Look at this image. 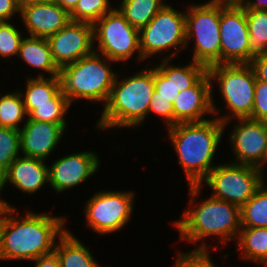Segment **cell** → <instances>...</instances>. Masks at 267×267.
Returning a JSON list of instances; mask_svg holds the SVG:
<instances>
[{
	"instance_id": "6da1fadb",
	"label": "cell",
	"mask_w": 267,
	"mask_h": 267,
	"mask_svg": "<svg viewBox=\"0 0 267 267\" xmlns=\"http://www.w3.org/2000/svg\"><path fill=\"white\" fill-rule=\"evenodd\" d=\"M16 214L13 216V214ZM15 207L3 205V223L0 235V260H35L54 251L56 237L62 236L65 220L59 216H49L28 211L19 218ZM18 218V219H17Z\"/></svg>"
},
{
	"instance_id": "7a4b0ae2",
	"label": "cell",
	"mask_w": 267,
	"mask_h": 267,
	"mask_svg": "<svg viewBox=\"0 0 267 267\" xmlns=\"http://www.w3.org/2000/svg\"><path fill=\"white\" fill-rule=\"evenodd\" d=\"M224 128L218 118L203 122L178 123L167 128L188 185H200L215 167L211 162L219 142L221 143Z\"/></svg>"
},
{
	"instance_id": "3957f363",
	"label": "cell",
	"mask_w": 267,
	"mask_h": 267,
	"mask_svg": "<svg viewBox=\"0 0 267 267\" xmlns=\"http://www.w3.org/2000/svg\"><path fill=\"white\" fill-rule=\"evenodd\" d=\"M115 78L97 128L139 126L148 115L154 89V68L139 71L121 81Z\"/></svg>"
},
{
	"instance_id": "277c9868",
	"label": "cell",
	"mask_w": 267,
	"mask_h": 267,
	"mask_svg": "<svg viewBox=\"0 0 267 267\" xmlns=\"http://www.w3.org/2000/svg\"><path fill=\"white\" fill-rule=\"evenodd\" d=\"M202 200L195 208L192 205V209L184 210L183 218L175 222L180 238L194 244L212 235L225 244L232 237L237 239L241 229L240 207L213 197Z\"/></svg>"
},
{
	"instance_id": "5b68a950",
	"label": "cell",
	"mask_w": 267,
	"mask_h": 267,
	"mask_svg": "<svg viewBox=\"0 0 267 267\" xmlns=\"http://www.w3.org/2000/svg\"><path fill=\"white\" fill-rule=\"evenodd\" d=\"M98 54L94 49L91 55L60 69L61 89L70 104L74 99L102 101L103 106L108 101L117 73L109 67L114 61Z\"/></svg>"
},
{
	"instance_id": "8992f818",
	"label": "cell",
	"mask_w": 267,
	"mask_h": 267,
	"mask_svg": "<svg viewBox=\"0 0 267 267\" xmlns=\"http://www.w3.org/2000/svg\"><path fill=\"white\" fill-rule=\"evenodd\" d=\"M230 163L215 166L200 185H189L190 202L195 201L202 183H206L213 190L211 197L241 208L262 185L265 172L254 166Z\"/></svg>"
},
{
	"instance_id": "52a82bcc",
	"label": "cell",
	"mask_w": 267,
	"mask_h": 267,
	"mask_svg": "<svg viewBox=\"0 0 267 267\" xmlns=\"http://www.w3.org/2000/svg\"><path fill=\"white\" fill-rule=\"evenodd\" d=\"M220 13L221 2L211 0L190 5L185 13L186 45L195 40L192 61L207 68L221 64Z\"/></svg>"
},
{
	"instance_id": "ba28073f",
	"label": "cell",
	"mask_w": 267,
	"mask_h": 267,
	"mask_svg": "<svg viewBox=\"0 0 267 267\" xmlns=\"http://www.w3.org/2000/svg\"><path fill=\"white\" fill-rule=\"evenodd\" d=\"M211 82L218 81L219 90L231 116H217L224 126L232 118H250L254 105L256 77L249 64H215L208 67Z\"/></svg>"
},
{
	"instance_id": "9c48e42d",
	"label": "cell",
	"mask_w": 267,
	"mask_h": 267,
	"mask_svg": "<svg viewBox=\"0 0 267 267\" xmlns=\"http://www.w3.org/2000/svg\"><path fill=\"white\" fill-rule=\"evenodd\" d=\"M93 37L96 41L98 39V51L111 61H126L137 50V59L144 60L141 56L139 30L129 24L118 8H113L93 24Z\"/></svg>"
},
{
	"instance_id": "30bf717a",
	"label": "cell",
	"mask_w": 267,
	"mask_h": 267,
	"mask_svg": "<svg viewBox=\"0 0 267 267\" xmlns=\"http://www.w3.org/2000/svg\"><path fill=\"white\" fill-rule=\"evenodd\" d=\"M140 50L143 59L160 53L163 50H178L162 59H172L177 51L186 46L185 12L177 11L166 4L153 19L139 30Z\"/></svg>"
},
{
	"instance_id": "8fae6325",
	"label": "cell",
	"mask_w": 267,
	"mask_h": 267,
	"mask_svg": "<svg viewBox=\"0 0 267 267\" xmlns=\"http://www.w3.org/2000/svg\"><path fill=\"white\" fill-rule=\"evenodd\" d=\"M134 193L101 191L88 199L85 207L86 225L105 235L122 229L130 220Z\"/></svg>"
},
{
	"instance_id": "7c38bea8",
	"label": "cell",
	"mask_w": 267,
	"mask_h": 267,
	"mask_svg": "<svg viewBox=\"0 0 267 267\" xmlns=\"http://www.w3.org/2000/svg\"><path fill=\"white\" fill-rule=\"evenodd\" d=\"M221 64H249L256 55L250 46L245 9L239 3L221 2Z\"/></svg>"
},
{
	"instance_id": "4fadbf2b",
	"label": "cell",
	"mask_w": 267,
	"mask_h": 267,
	"mask_svg": "<svg viewBox=\"0 0 267 267\" xmlns=\"http://www.w3.org/2000/svg\"><path fill=\"white\" fill-rule=\"evenodd\" d=\"M231 131L230 142L236 164L250 165L263 170L267 162V122L239 118ZM263 163V164H262Z\"/></svg>"
},
{
	"instance_id": "5bb4252c",
	"label": "cell",
	"mask_w": 267,
	"mask_h": 267,
	"mask_svg": "<svg viewBox=\"0 0 267 267\" xmlns=\"http://www.w3.org/2000/svg\"><path fill=\"white\" fill-rule=\"evenodd\" d=\"M53 60L61 69L94 52L93 24L71 21L47 38Z\"/></svg>"
},
{
	"instance_id": "9a60e30c",
	"label": "cell",
	"mask_w": 267,
	"mask_h": 267,
	"mask_svg": "<svg viewBox=\"0 0 267 267\" xmlns=\"http://www.w3.org/2000/svg\"><path fill=\"white\" fill-rule=\"evenodd\" d=\"M170 61L163 59L160 65L154 67L155 90L152 98L169 100L173 104L179 92L193 87L208 72V68L194 61L183 67L170 65Z\"/></svg>"
},
{
	"instance_id": "2e32d148",
	"label": "cell",
	"mask_w": 267,
	"mask_h": 267,
	"mask_svg": "<svg viewBox=\"0 0 267 267\" xmlns=\"http://www.w3.org/2000/svg\"><path fill=\"white\" fill-rule=\"evenodd\" d=\"M99 165V157L91 151L66 155L48 166V184L58 193L63 192L84 182L98 171Z\"/></svg>"
},
{
	"instance_id": "e0dca14e",
	"label": "cell",
	"mask_w": 267,
	"mask_h": 267,
	"mask_svg": "<svg viewBox=\"0 0 267 267\" xmlns=\"http://www.w3.org/2000/svg\"><path fill=\"white\" fill-rule=\"evenodd\" d=\"M212 82L208 72L193 86L179 92L174 100V125L178 123L203 122L208 114H218L212 95Z\"/></svg>"
},
{
	"instance_id": "ac0fdd59",
	"label": "cell",
	"mask_w": 267,
	"mask_h": 267,
	"mask_svg": "<svg viewBox=\"0 0 267 267\" xmlns=\"http://www.w3.org/2000/svg\"><path fill=\"white\" fill-rule=\"evenodd\" d=\"M20 128L21 152L26 157L48 159L59 144L65 128L61 124L25 119Z\"/></svg>"
},
{
	"instance_id": "d6986e66",
	"label": "cell",
	"mask_w": 267,
	"mask_h": 267,
	"mask_svg": "<svg viewBox=\"0 0 267 267\" xmlns=\"http://www.w3.org/2000/svg\"><path fill=\"white\" fill-rule=\"evenodd\" d=\"M20 15L31 37L48 38L70 22L69 13L53 0L26 6Z\"/></svg>"
},
{
	"instance_id": "ffe728a7",
	"label": "cell",
	"mask_w": 267,
	"mask_h": 267,
	"mask_svg": "<svg viewBox=\"0 0 267 267\" xmlns=\"http://www.w3.org/2000/svg\"><path fill=\"white\" fill-rule=\"evenodd\" d=\"M8 182L25 193L34 194L49 182L48 166L45 160L18 156L3 173L1 191Z\"/></svg>"
},
{
	"instance_id": "44dd1931",
	"label": "cell",
	"mask_w": 267,
	"mask_h": 267,
	"mask_svg": "<svg viewBox=\"0 0 267 267\" xmlns=\"http://www.w3.org/2000/svg\"><path fill=\"white\" fill-rule=\"evenodd\" d=\"M28 77L26 92L20 91L27 116L35 109V105L43 104H70L61 89L60 76Z\"/></svg>"
},
{
	"instance_id": "7402d4cb",
	"label": "cell",
	"mask_w": 267,
	"mask_h": 267,
	"mask_svg": "<svg viewBox=\"0 0 267 267\" xmlns=\"http://www.w3.org/2000/svg\"><path fill=\"white\" fill-rule=\"evenodd\" d=\"M17 56L30 66L49 73L50 77L60 75V69L53 60L47 38L24 37Z\"/></svg>"
},
{
	"instance_id": "603a6c76",
	"label": "cell",
	"mask_w": 267,
	"mask_h": 267,
	"mask_svg": "<svg viewBox=\"0 0 267 267\" xmlns=\"http://www.w3.org/2000/svg\"><path fill=\"white\" fill-rule=\"evenodd\" d=\"M58 239L54 252L59 258L60 267H100L92 253L70 231L67 230Z\"/></svg>"
},
{
	"instance_id": "cb8c5ba5",
	"label": "cell",
	"mask_w": 267,
	"mask_h": 267,
	"mask_svg": "<svg viewBox=\"0 0 267 267\" xmlns=\"http://www.w3.org/2000/svg\"><path fill=\"white\" fill-rule=\"evenodd\" d=\"M237 238L242 258L267 265V227H241Z\"/></svg>"
},
{
	"instance_id": "d4e9b609",
	"label": "cell",
	"mask_w": 267,
	"mask_h": 267,
	"mask_svg": "<svg viewBox=\"0 0 267 267\" xmlns=\"http://www.w3.org/2000/svg\"><path fill=\"white\" fill-rule=\"evenodd\" d=\"M166 5L162 0H122L118 10L134 28L140 30Z\"/></svg>"
},
{
	"instance_id": "484cf974",
	"label": "cell",
	"mask_w": 267,
	"mask_h": 267,
	"mask_svg": "<svg viewBox=\"0 0 267 267\" xmlns=\"http://www.w3.org/2000/svg\"><path fill=\"white\" fill-rule=\"evenodd\" d=\"M241 227H267V187L265 182L240 208Z\"/></svg>"
},
{
	"instance_id": "4316f807",
	"label": "cell",
	"mask_w": 267,
	"mask_h": 267,
	"mask_svg": "<svg viewBox=\"0 0 267 267\" xmlns=\"http://www.w3.org/2000/svg\"><path fill=\"white\" fill-rule=\"evenodd\" d=\"M26 114L24 103L19 91L0 97V127L20 130L19 122Z\"/></svg>"
},
{
	"instance_id": "83f0119b",
	"label": "cell",
	"mask_w": 267,
	"mask_h": 267,
	"mask_svg": "<svg viewBox=\"0 0 267 267\" xmlns=\"http://www.w3.org/2000/svg\"><path fill=\"white\" fill-rule=\"evenodd\" d=\"M250 46L255 54L267 53V11L245 10Z\"/></svg>"
},
{
	"instance_id": "f1b7e54d",
	"label": "cell",
	"mask_w": 267,
	"mask_h": 267,
	"mask_svg": "<svg viewBox=\"0 0 267 267\" xmlns=\"http://www.w3.org/2000/svg\"><path fill=\"white\" fill-rule=\"evenodd\" d=\"M110 5L109 0H79L69 13L70 20L94 24L113 9Z\"/></svg>"
},
{
	"instance_id": "f546056e",
	"label": "cell",
	"mask_w": 267,
	"mask_h": 267,
	"mask_svg": "<svg viewBox=\"0 0 267 267\" xmlns=\"http://www.w3.org/2000/svg\"><path fill=\"white\" fill-rule=\"evenodd\" d=\"M21 151L20 130L0 127V171L4 173Z\"/></svg>"
},
{
	"instance_id": "4dcf8cb0",
	"label": "cell",
	"mask_w": 267,
	"mask_h": 267,
	"mask_svg": "<svg viewBox=\"0 0 267 267\" xmlns=\"http://www.w3.org/2000/svg\"><path fill=\"white\" fill-rule=\"evenodd\" d=\"M71 104H43L35 105V109L27 116L30 120L61 124L66 128L64 119Z\"/></svg>"
},
{
	"instance_id": "1f68e13d",
	"label": "cell",
	"mask_w": 267,
	"mask_h": 267,
	"mask_svg": "<svg viewBox=\"0 0 267 267\" xmlns=\"http://www.w3.org/2000/svg\"><path fill=\"white\" fill-rule=\"evenodd\" d=\"M10 22H0V57L18 55L23 36Z\"/></svg>"
},
{
	"instance_id": "d6a6232c",
	"label": "cell",
	"mask_w": 267,
	"mask_h": 267,
	"mask_svg": "<svg viewBox=\"0 0 267 267\" xmlns=\"http://www.w3.org/2000/svg\"><path fill=\"white\" fill-rule=\"evenodd\" d=\"M204 241L197 248L187 253H179L175 267H215L209 256V250Z\"/></svg>"
},
{
	"instance_id": "836d02e7",
	"label": "cell",
	"mask_w": 267,
	"mask_h": 267,
	"mask_svg": "<svg viewBox=\"0 0 267 267\" xmlns=\"http://www.w3.org/2000/svg\"><path fill=\"white\" fill-rule=\"evenodd\" d=\"M254 120L267 122V83L256 80L252 115Z\"/></svg>"
},
{
	"instance_id": "e575fe53",
	"label": "cell",
	"mask_w": 267,
	"mask_h": 267,
	"mask_svg": "<svg viewBox=\"0 0 267 267\" xmlns=\"http://www.w3.org/2000/svg\"><path fill=\"white\" fill-rule=\"evenodd\" d=\"M151 112L163 117L167 128L174 126V108L173 104H171L169 100L152 98L148 108V115Z\"/></svg>"
},
{
	"instance_id": "d590c367",
	"label": "cell",
	"mask_w": 267,
	"mask_h": 267,
	"mask_svg": "<svg viewBox=\"0 0 267 267\" xmlns=\"http://www.w3.org/2000/svg\"><path fill=\"white\" fill-rule=\"evenodd\" d=\"M256 80L267 83V53L256 54L250 61Z\"/></svg>"
},
{
	"instance_id": "8d00e7d4",
	"label": "cell",
	"mask_w": 267,
	"mask_h": 267,
	"mask_svg": "<svg viewBox=\"0 0 267 267\" xmlns=\"http://www.w3.org/2000/svg\"><path fill=\"white\" fill-rule=\"evenodd\" d=\"M16 12H20L15 0H0V22H9Z\"/></svg>"
},
{
	"instance_id": "74e56055",
	"label": "cell",
	"mask_w": 267,
	"mask_h": 267,
	"mask_svg": "<svg viewBox=\"0 0 267 267\" xmlns=\"http://www.w3.org/2000/svg\"><path fill=\"white\" fill-rule=\"evenodd\" d=\"M34 267H60V261L57 254L53 251L50 254L42 255L35 260Z\"/></svg>"
},
{
	"instance_id": "f35d334b",
	"label": "cell",
	"mask_w": 267,
	"mask_h": 267,
	"mask_svg": "<svg viewBox=\"0 0 267 267\" xmlns=\"http://www.w3.org/2000/svg\"><path fill=\"white\" fill-rule=\"evenodd\" d=\"M239 4L245 10H266L267 11V0H241Z\"/></svg>"
},
{
	"instance_id": "ab89813d",
	"label": "cell",
	"mask_w": 267,
	"mask_h": 267,
	"mask_svg": "<svg viewBox=\"0 0 267 267\" xmlns=\"http://www.w3.org/2000/svg\"><path fill=\"white\" fill-rule=\"evenodd\" d=\"M64 8L68 13H70L76 6L79 0H53Z\"/></svg>"
},
{
	"instance_id": "60d3db41",
	"label": "cell",
	"mask_w": 267,
	"mask_h": 267,
	"mask_svg": "<svg viewBox=\"0 0 267 267\" xmlns=\"http://www.w3.org/2000/svg\"><path fill=\"white\" fill-rule=\"evenodd\" d=\"M46 1L48 0H15L20 10L26 6L33 5V4H40Z\"/></svg>"
},
{
	"instance_id": "b9f144b4",
	"label": "cell",
	"mask_w": 267,
	"mask_h": 267,
	"mask_svg": "<svg viewBox=\"0 0 267 267\" xmlns=\"http://www.w3.org/2000/svg\"><path fill=\"white\" fill-rule=\"evenodd\" d=\"M2 223H3V205L0 207V235H1Z\"/></svg>"
},
{
	"instance_id": "7bdbcfd3",
	"label": "cell",
	"mask_w": 267,
	"mask_h": 267,
	"mask_svg": "<svg viewBox=\"0 0 267 267\" xmlns=\"http://www.w3.org/2000/svg\"><path fill=\"white\" fill-rule=\"evenodd\" d=\"M211 1L227 2V3H239L241 0H211Z\"/></svg>"
},
{
	"instance_id": "ee69618b",
	"label": "cell",
	"mask_w": 267,
	"mask_h": 267,
	"mask_svg": "<svg viewBox=\"0 0 267 267\" xmlns=\"http://www.w3.org/2000/svg\"><path fill=\"white\" fill-rule=\"evenodd\" d=\"M4 205L5 207H12L11 205H9L7 202H5L3 199H0V207Z\"/></svg>"
},
{
	"instance_id": "f6af8a7d",
	"label": "cell",
	"mask_w": 267,
	"mask_h": 267,
	"mask_svg": "<svg viewBox=\"0 0 267 267\" xmlns=\"http://www.w3.org/2000/svg\"><path fill=\"white\" fill-rule=\"evenodd\" d=\"M2 183H3V173L0 171V194H1Z\"/></svg>"
}]
</instances>
